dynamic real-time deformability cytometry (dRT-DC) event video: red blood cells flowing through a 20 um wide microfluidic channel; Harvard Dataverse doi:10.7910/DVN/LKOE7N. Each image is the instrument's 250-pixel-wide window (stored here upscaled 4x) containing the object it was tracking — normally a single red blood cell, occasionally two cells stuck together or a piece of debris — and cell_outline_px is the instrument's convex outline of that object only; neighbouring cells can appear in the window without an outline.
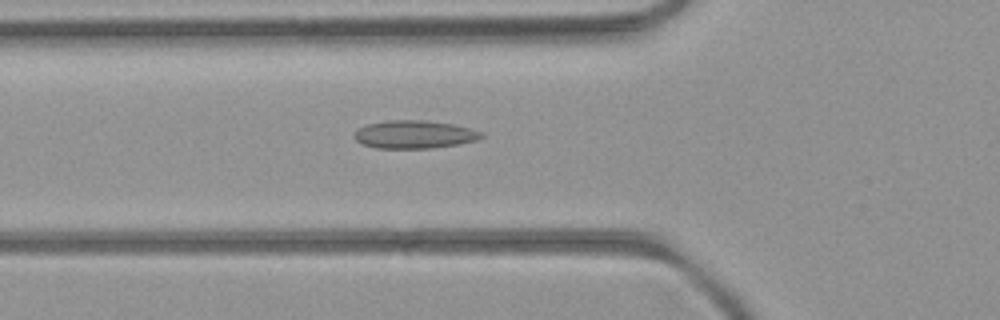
{"species": "common noctule bat (a hibernating species)", "species_latin": "Nyctalus noctula", "temperature_condition": "room temperature", "stored_images_in_passage": 52, "camera_frame_rate_fps": 3000, "um_per_image_px": 0.085, "animal": {"sex": "female", "body_mass_g": 21.9}, "frame": {"image": 1, "passage_image": 19, "time_ms": 6.0, "image_size_px": [1000, 320], "cell_outline_px": [[484, 136], [476, 140], [456, 144], [432, 148], [376, 148], [364, 144], [356, 140], [352, 136], [360, 128], [368, 124], [388, 120], [424, 120], [452, 124], [468, 128], [480, 132]], "centroid_in_image_um": [35.19, 11.43], "position_along_channel_um": 90.6, "area_um2": 20.4}}
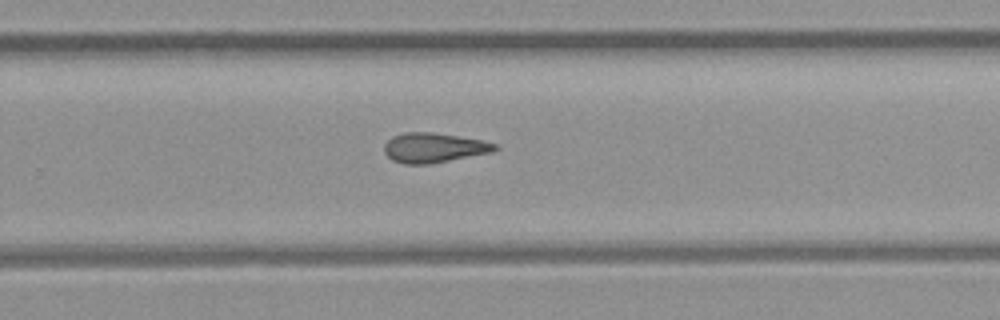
{"frame": {"image": 2, "passage_image": 34, "time_ms": 11.0, "image_size_px": [1000, 320], "cell_outline_px": [[500, 148], [492, 152], [428, 164], [404, 164], [392, 160], [384, 152], [384, 144], [392, 136], [404, 132], [432, 132], [480, 140], [500, 144]], "centroid_in_image_um": [36.87, 12.55], "position_along_channel_um": 292.9, "area_um2": 19.13}}
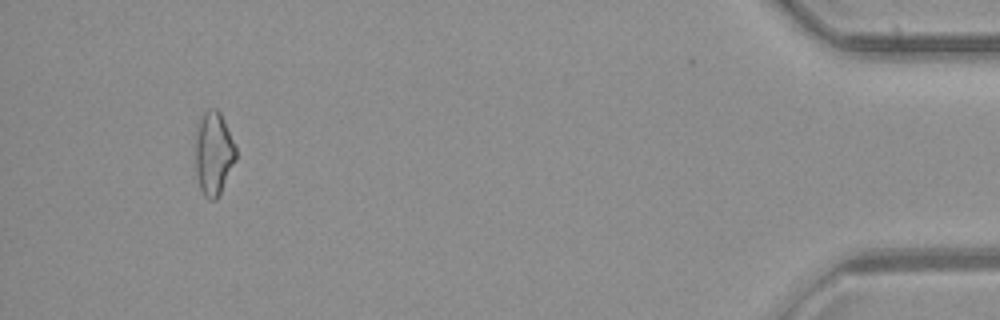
{"frame": {"image": 3, "passage_image": 49, "time_ms": 16.0, "image_size_px": [1000, 320], "cell_outline_px": [[236, 160], [220, 196], [216, 200], [208, 200], [204, 196], [200, 188], [196, 176], [196, 128], [204, 112], [208, 108], [216, 108], [220, 112], [224, 120], [236, 148]], "centroid_in_image_um": [18.16, 13.08], "position_along_channel_um": 417.0, "area_um2": 19.88}, "authors_computed_cell_mechanics": {"area_um2": 19.363, "velocity_mm_per_s": 4.0442, "shape_relaxation_time_tau1_ms": null, "shape_relaxation_time_tau2_ms": 5.2574, "deformation_change_tau1": null, "deformation_change_tau2": 0.1498}}